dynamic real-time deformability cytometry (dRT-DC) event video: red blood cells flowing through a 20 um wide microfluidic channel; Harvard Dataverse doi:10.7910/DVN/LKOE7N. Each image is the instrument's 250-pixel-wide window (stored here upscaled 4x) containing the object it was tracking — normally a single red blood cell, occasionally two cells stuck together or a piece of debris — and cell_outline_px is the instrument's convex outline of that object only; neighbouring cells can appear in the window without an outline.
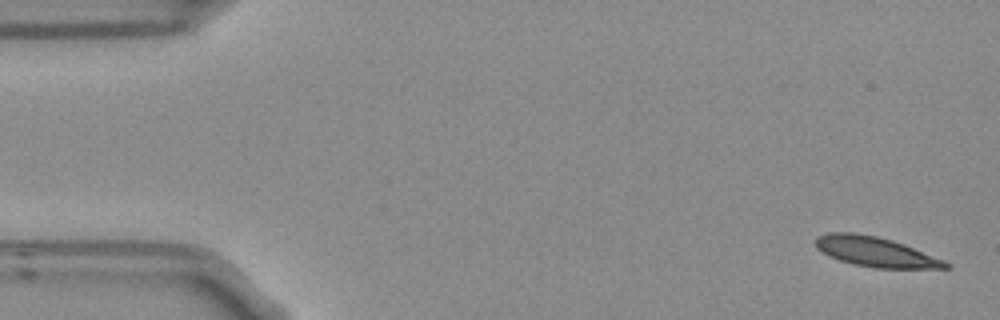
{"species": "Egyptian fruit bat (a non-hibernating species)", "species_latin": "Rousettus aegyptiacus", "temperature_condition": "room temperature", "stored_images_in_passage": 5, "camera_frame_rate_fps": 3000, "um_per_image_px": 0.085, "frame": {"image": 1, "passage_image": 1, "time_ms": 0.0, "image_size_px": [1000, 320], "cell_outline_px": [[952, 268], [876, 268], [856, 264], [840, 260], [828, 256], [816, 248], [816, 236], [828, 232], [856, 232], [876, 236], [892, 240], [904, 244], [944, 260], [952, 264]], "centroid_in_image_um": [74.41, 21.39], "position_along_channel_um": 10.6, "area_um2": 22.6}}